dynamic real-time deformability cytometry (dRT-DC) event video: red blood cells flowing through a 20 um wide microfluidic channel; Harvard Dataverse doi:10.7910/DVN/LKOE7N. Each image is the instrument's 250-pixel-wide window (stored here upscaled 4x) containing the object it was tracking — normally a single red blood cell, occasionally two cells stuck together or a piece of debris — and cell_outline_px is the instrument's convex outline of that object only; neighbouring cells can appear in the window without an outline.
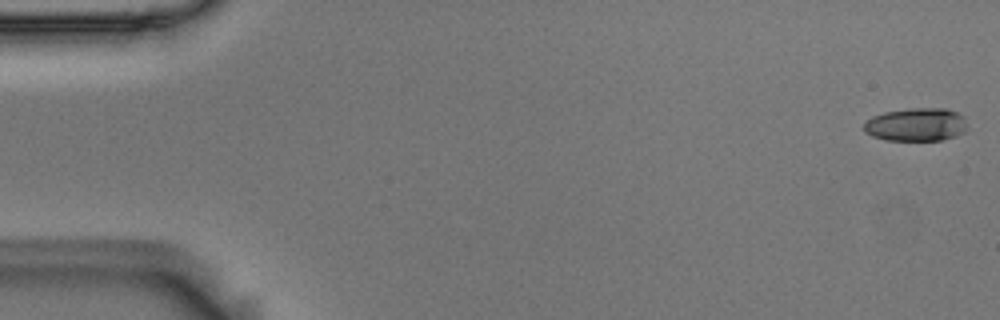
{"species": "Egyptian fruit bat (a non-hibernating species)", "species_latin": "Rousettus aegyptiacus", "temperature_condition": "room temperature", "stored_images_in_passage": 54, "camera_frame_rate_fps": 3000, "um_per_image_px": 0.085, "animal": {"sex": "male"}, "frame": {"image": 1, "passage_image": 1, "time_ms": 0.0, "image_size_px": [1000, 320], "cell_outline_px": [[968, 128], [964, 132], [956, 136], [940, 140], [884, 140], [872, 136], [864, 132], [864, 124], [872, 116], [884, 112], [912, 108], [944, 108], [956, 112], [964, 116], [968, 124]], "centroid_in_image_um": [77.9, 10.59], "position_along_channel_um": 7.1, "area_um2": 20.17}}
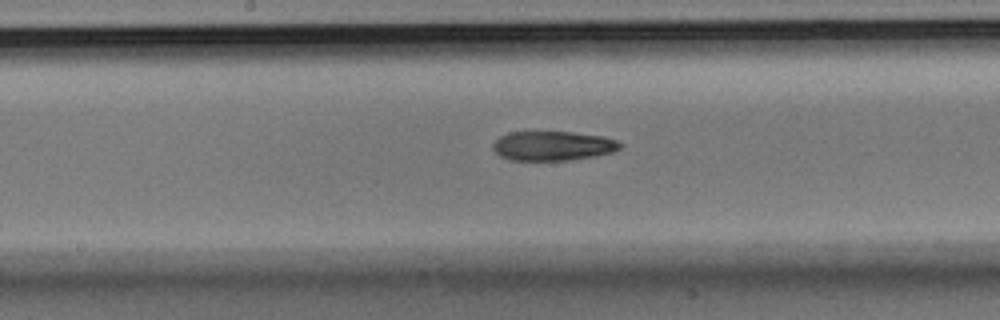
{"frame": {"image": 2, "passage_image": 28, "time_ms": 9.0, "image_size_px": [1000, 320], "cell_outline_px": [[620, 148], [612, 152], [572, 160], [512, 160], [500, 156], [492, 148], [492, 144], [500, 136], [508, 132], [572, 132], [600, 136], [616, 140], [620, 144]], "centroid_in_image_um": [46.94, 12.4], "position_along_channel_um": 201.3, "area_um2": 21.56}}
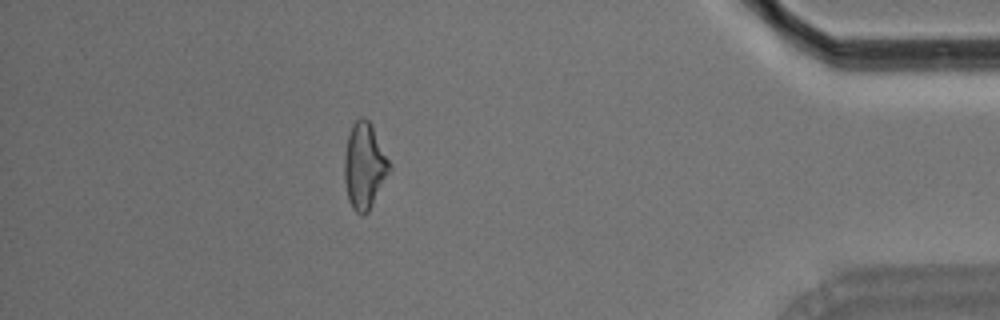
{"frame": {"image": 3, "passage_image": 48, "time_ms": 15.667, "image_size_px": [1000, 320], "cell_outline_px": [[392, 168], [368, 212], [364, 216], [360, 216], [352, 208], [348, 200], [344, 180], [344, 156], [348, 136], [352, 124], [360, 116], [364, 116], [372, 124], [392, 164]], "centroid_in_image_um": [30.98, 14.09], "position_along_channel_um": 404.2, "area_um2": 23.0}, "authors_computed_cell_mechanics": {"area_um2": 22.1663, "velocity_mm_per_s": 3.7238, "shape_relaxation_time_tau1_ms": null, "shape_relaxation_time_tau2_ms": 7.4131, "deformation_change_tau1": null, "deformation_change_tau2": 0.1797}}